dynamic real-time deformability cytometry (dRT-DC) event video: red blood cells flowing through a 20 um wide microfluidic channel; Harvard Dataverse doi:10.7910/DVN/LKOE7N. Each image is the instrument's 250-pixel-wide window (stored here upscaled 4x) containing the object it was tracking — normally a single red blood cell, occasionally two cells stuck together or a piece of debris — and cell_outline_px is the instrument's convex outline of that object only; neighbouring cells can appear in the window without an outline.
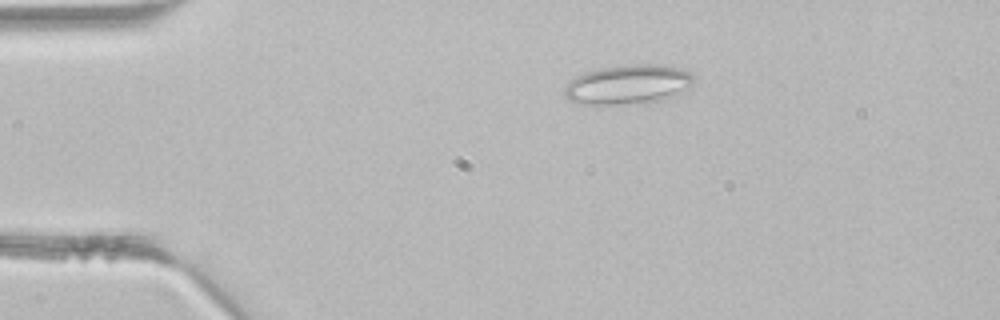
{"species": "common noctule bat (a hibernating species)", "species_latin": "Nyctalus noctula", "temperature_condition": "room temperature", "stored_images_in_passage": 2, "camera_frame_rate_fps": 3000, "um_per_image_px": 0.085, "animal": {"sex": "male", "body_mass_g": 21.5, "forearm_length_mm": 52.0}, "frame": {"image": 1, "passage_image": 2, "time_ms": 0.333, "image_size_px": [1000, 320], "cell_outline_px": [[692, 84], [664, 100], [616, 104], [580, 104], [568, 100], [564, 96], [564, 88], [576, 76], [600, 68], [628, 64], [648, 64], [680, 68], [692, 72]], "centroid_in_image_um": [53.34, 7.18], "position_along_channel_um": 31.7, "area_um2": 29.19}}